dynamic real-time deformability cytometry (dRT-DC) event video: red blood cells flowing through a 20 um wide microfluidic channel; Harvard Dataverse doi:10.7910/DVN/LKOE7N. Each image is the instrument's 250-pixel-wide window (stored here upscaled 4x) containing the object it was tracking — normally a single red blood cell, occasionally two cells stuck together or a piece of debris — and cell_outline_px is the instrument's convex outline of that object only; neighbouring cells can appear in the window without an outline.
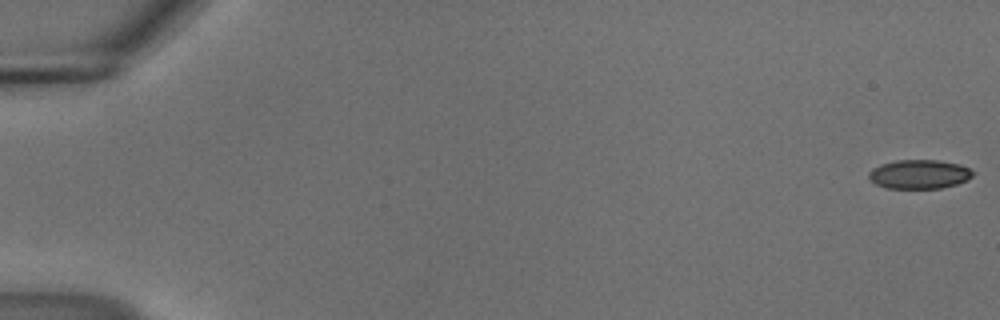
{"species": "common noctule bat (a hibernating species)", "species_latin": "Nyctalus noctula", "temperature_condition": "cold", "stored_images_in_passage": 55, "camera_frame_rate_fps": 3000, "um_per_image_px": 0.085, "animal": {"sex": "male", "body_mass_g": 18.8}, "frame": {"image": 1, "passage_image": 1, "time_ms": 0.0, "image_size_px": [1000, 320], "cell_outline_px": [[976, 172], [968, 180], [956, 184], [940, 188], [884, 188], [876, 184], [868, 176], [868, 172], [872, 168], [880, 164], [896, 160], [940, 160], [960, 164]], "centroid_in_image_um": [78.14, 14.8], "position_along_channel_um": 6.9, "area_um2": 17.74}}
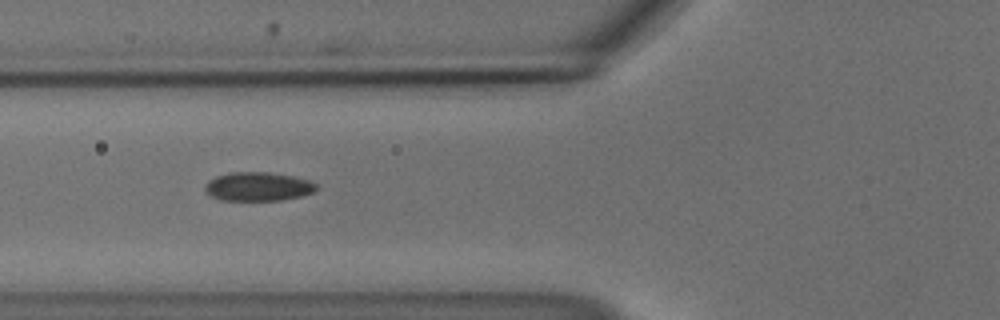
{"frame": {"image": 2, "passage_image": 22, "time_ms": 7.0, "image_size_px": [1000, 320], "cell_outline_px": [[316, 188], [312, 192], [304, 196], [280, 200], [220, 200], [204, 192], [204, 184], [208, 180], [216, 176], [232, 172], [268, 172], [292, 176], [312, 180], [316, 184]], "centroid_in_image_um": [21.91, 15.85], "position_along_channel_um": 103.9, "area_um2": 18.84}}
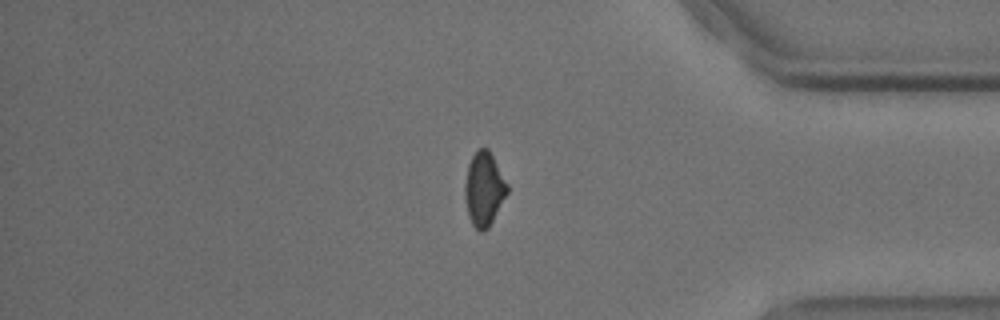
{"frame": {"image": 3, "passage_image": 47, "time_ms": 15.333, "image_size_px": [1000, 320], "cell_outline_px": [[508, 192], [488, 228], [484, 232], [480, 232], [472, 224], [468, 216], [464, 196], [464, 184], [468, 164], [472, 156], [480, 148], [488, 148], [508, 184]], "centroid_in_image_um": [41.12, 16.08], "position_along_channel_um": 394.1, "area_um2": 18.21}, "authors_computed_cell_mechanics": {"area_um2": 18.7272, "velocity_mm_per_s": 3.7095, "shape_relaxation_time_tau1_ms": 9.3399, "shape_relaxation_time_tau2_ms": 2.556, "deformation_change_tau1": 0.1409, "deformation_change_tau2": 0.0735}}